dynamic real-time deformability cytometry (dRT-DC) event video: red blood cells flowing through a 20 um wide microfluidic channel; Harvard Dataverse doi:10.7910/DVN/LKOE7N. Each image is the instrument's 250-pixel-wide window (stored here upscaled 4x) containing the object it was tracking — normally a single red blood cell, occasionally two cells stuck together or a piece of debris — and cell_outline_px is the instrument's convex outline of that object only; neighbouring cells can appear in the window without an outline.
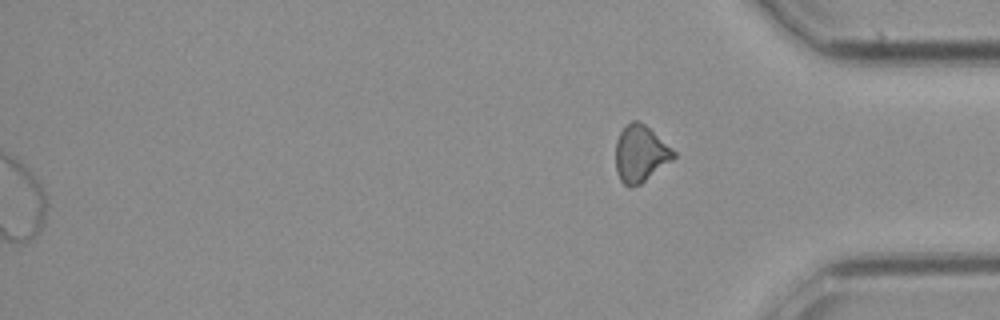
{"species": "common noctule bat (a hibernating species)", "species_latin": "Nyctalus noctula", "temperature_condition": "cold", "stored_images_in_passage": 28, "segment_of_instrument_passage": [2, 2], "camera_frame_rate_fps": 3000, "um_per_image_px": 0.085, "animal": {"sex": "female", "body_mass_g": 21.9}, "frame": {"image": 1, "passage_image": 28, "time_ms": 9.0, "image_size_px": [1000, 320], "cell_outline_px": [[676, 156], [672, 160], [640, 184], [632, 188], [624, 184], [620, 180], [616, 172], [616, 140], [620, 132], [632, 120], [636, 120], [644, 124], [676, 152]], "centroid_in_image_um": [54.42, 13.08], "position_along_channel_um": 380.8, "area_um2": 18.9}}